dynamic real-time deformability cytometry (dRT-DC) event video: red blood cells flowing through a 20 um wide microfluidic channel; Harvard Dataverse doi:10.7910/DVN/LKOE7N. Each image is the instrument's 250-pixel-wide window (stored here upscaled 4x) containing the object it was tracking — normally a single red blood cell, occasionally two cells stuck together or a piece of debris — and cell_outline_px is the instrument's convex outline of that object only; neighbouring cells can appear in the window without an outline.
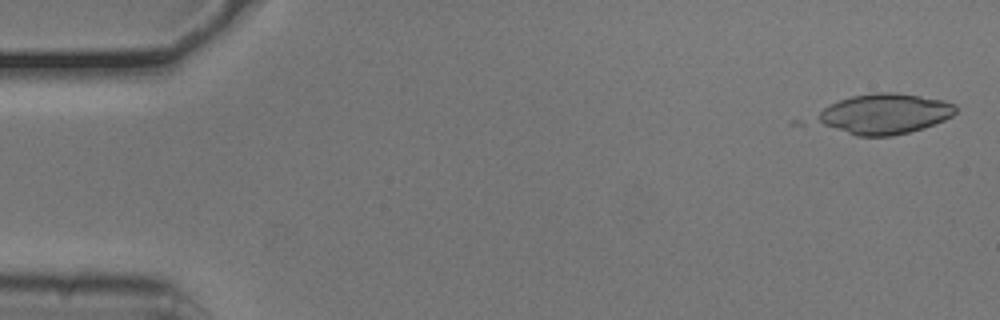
{"species": "common noctule bat (a hibernating species)", "species_latin": "Nyctalus noctula", "temperature_condition": "cold", "stored_images_in_passage": 9, "camera_frame_rate_fps": 3000, "um_per_image_px": 0.085, "animal": {"sex": "male", "body_mass_g": 20.5, "forearm_length_mm": 52.5}, "frame": {"image": 1, "passage_image": 2, "time_ms": 0.333, "image_size_px": [1000, 320], "cell_outline_px": [[956, 112], [952, 116], [944, 120], [924, 128], [892, 136], [856, 136], [812, 120], [824, 108], [840, 100], [852, 96], [872, 92], [896, 92], [944, 100], [956, 104]], "centroid_in_image_um": [75.21, 9.67], "position_along_channel_um": 9.8, "area_um2": 32.54}}